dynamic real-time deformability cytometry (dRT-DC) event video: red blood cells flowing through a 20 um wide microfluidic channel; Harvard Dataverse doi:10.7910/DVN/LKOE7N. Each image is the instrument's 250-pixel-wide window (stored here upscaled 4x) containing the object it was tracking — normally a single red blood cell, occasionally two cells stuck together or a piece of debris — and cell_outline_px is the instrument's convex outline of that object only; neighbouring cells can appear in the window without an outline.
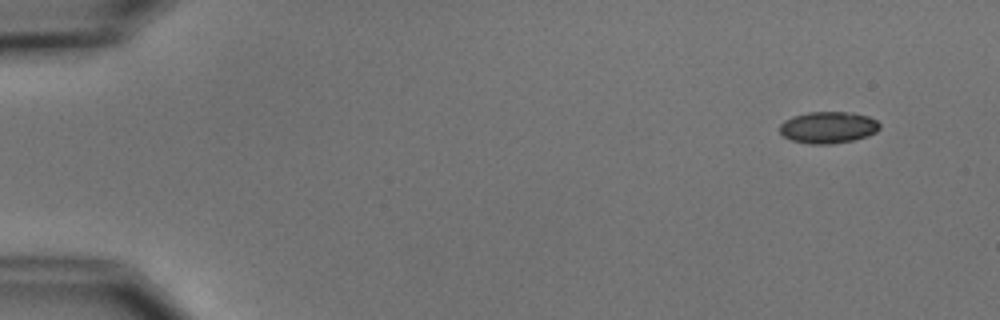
{"species": "common noctule bat (a hibernating species)", "species_latin": "Nyctalus noctula", "temperature_condition": "cold", "stored_images_in_passage": 5, "camera_frame_rate_fps": 3000, "um_per_image_px": 0.085, "animal": {"sex": "male", "body_mass_g": 15.6}, "frame": {"image": 1, "passage_image": 1, "time_ms": 0.0, "image_size_px": [1000, 320], "cell_outline_px": [[880, 128], [876, 132], [868, 136], [852, 140], [828, 144], [812, 144], [792, 140], [784, 136], [780, 132], [780, 124], [784, 120], [792, 116], [808, 112], [852, 112], [868, 116], [876, 120], [880, 124]], "centroid_in_image_um": [70.4, 10.82], "position_along_channel_um": 14.6, "area_um2": 18.44}}
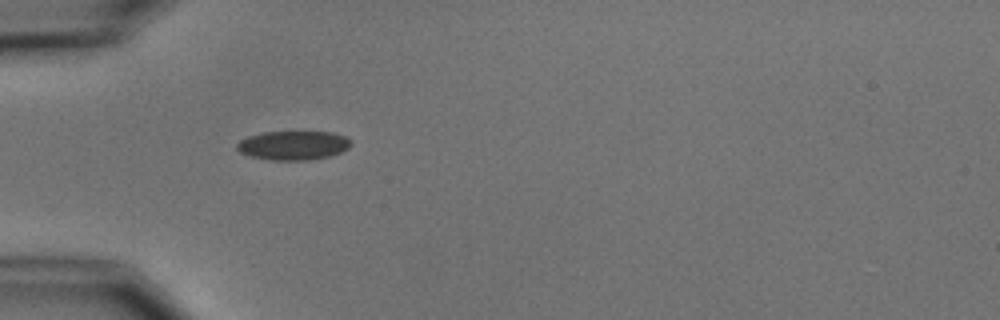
{"frame": {"image": 2, "passage_image": 4, "time_ms": 4.333, "image_size_px": [1000, 320], "cell_outline_px": [[352, 144], [348, 148], [340, 152], [328, 156], [308, 160], [268, 160], [252, 156], [240, 152], [236, 148], [236, 144], [240, 140], [248, 136], [264, 132], [332, 132], [344, 136], [352, 140]], "centroid_in_image_um": [24.93, 12.35], "position_along_channel_um": 60.1, "area_um2": 19.25}}